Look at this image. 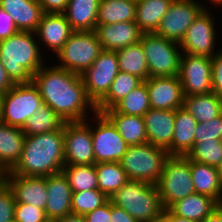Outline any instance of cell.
<instances>
[{
  "mask_svg": "<svg viewBox=\"0 0 222 222\" xmlns=\"http://www.w3.org/2000/svg\"><path fill=\"white\" fill-rule=\"evenodd\" d=\"M47 64L32 77L43 103L65 122L85 121L94 115L96 105L87 96L81 75Z\"/></svg>",
  "mask_w": 222,
  "mask_h": 222,
  "instance_id": "6da1fadb",
  "label": "cell"
},
{
  "mask_svg": "<svg viewBox=\"0 0 222 222\" xmlns=\"http://www.w3.org/2000/svg\"><path fill=\"white\" fill-rule=\"evenodd\" d=\"M64 160V126L49 133L26 136L16 165L8 172L20 176L46 177L62 172Z\"/></svg>",
  "mask_w": 222,
  "mask_h": 222,
  "instance_id": "7a4b0ae2",
  "label": "cell"
},
{
  "mask_svg": "<svg viewBox=\"0 0 222 222\" xmlns=\"http://www.w3.org/2000/svg\"><path fill=\"white\" fill-rule=\"evenodd\" d=\"M45 58L34 32L19 31L0 41V61L13 84L31 83L33 75L49 60Z\"/></svg>",
  "mask_w": 222,
  "mask_h": 222,
  "instance_id": "3957f363",
  "label": "cell"
},
{
  "mask_svg": "<svg viewBox=\"0 0 222 222\" xmlns=\"http://www.w3.org/2000/svg\"><path fill=\"white\" fill-rule=\"evenodd\" d=\"M109 200L139 222H159L164 210L157 186L142 180L129 179Z\"/></svg>",
  "mask_w": 222,
  "mask_h": 222,
  "instance_id": "277c9868",
  "label": "cell"
},
{
  "mask_svg": "<svg viewBox=\"0 0 222 222\" xmlns=\"http://www.w3.org/2000/svg\"><path fill=\"white\" fill-rule=\"evenodd\" d=\"M169 156L166 149L147 142L129 146L119 163L128 179L156 185Z\"/></svg>",
  "mask_w": 222,
  "mask_h": 222,
  "instance_id": "5b68a950",
  "label": "cell"
},
{
  "mask_svg": "<svg viewBox=\"0 0 222 222\" xmlns=\"http://www.w3.org/2000/svg\"><path fill=\"white\" fill-rule=\"evenodd\" d=\"M102 51L95 31H73L64 46L54 56L58 61L54 65L82 75Z\"/></svg>",
  "mask_w": 222,
  "mask_h": 222,
  "instance_id": "8992f818",
  "label": "cell"
},
{
  "mask_svg": "<svg viewBox=\"0 0 222 222\" xmlns=\"http://www.w3.org/2000/svg\"><path fill=\"white\" fill-rule=\"evenodd\" d=\"M164 209L195 192L190 160L186 156H169L156 184Z\"/></svg>",
  "mask_w": 222,
  "mask_h": 222,
  "instance_id": "52a82bcc",
  "label": "cell"
},
{
  "mask_svg": "<svg viewBox=\"0 0 222 222\" xmlns=\"http://www.w3.org/2000/svg\"><path fill=\"white\" fill-rule=\"evenodd\" d=\"M140 43L147 59L149 77L177 76L182 54L179 43L155 33H143Z\"/></svg>",
  "mask_w": 222,
  "mask_h": 222,
  "instance_id": "ba28073f",
  "label": "cell"
},
{
  "mask_svg": "<svg viewBox=\"0 0 222 222\" xmlns=\"http://www.w3.org/2000/svg\"><path fill=\"white\" fill-rule=\"evenodd\" d=\"M42 104V97L33 82L14 84L2 95L1 122L22 129Z\"/></svg>",
  "mask_w": 222,
  "mask_h": 222,
  "instance_id": "9c48e42d",
  "label": "cell"
},
{
  "mask_svg": "<svg viewBox=\"0 0 222 222\" xmlns=\"http://www.w3.org/2000/svg\"><path fill=\"white\" fill-rule=\"evenodd\" d=\"M90 119L95 164L101 162H119L126 153L129 145L103 113L96 112ZM92 123L95 125L93 126Z\"/></svg>",
  "mask_w": 222,
  "mask_h": 222,
  "instance_id": "30bf717a",
  "label": "cell"
},
{
  "mask_svg": "<svg viewBox=\"0 0 222 222\" xmlns=\"http://www.w3.org/2000/svg\"><path fill=\"white\" fill-rule=\"evenodd\" d=\"M200 0H173L155 34L180 44L198 15L208 9Z\"/></svg>",
  "mask_w": 222,
  "mask_h": 222,
  "instance_id": "8fae6325",
  "label": "cell"
},
{
  "mask_svg": "<svg viewBox=\"0 0 222 222\" xmlns=\"http://www.w3.org/2000/svg\"><path fill=\"white\" fill-rule=\"evenodd\" d=\"M210 12V9H204L187 29L184 38L179 44L182 53L212 58L219 52L216 49L218 46H215L218 45L216 28L218 29L219 27L215 26V16Z\"/></svg>",
  "mask_w": 222,
  "mask_h": 222,
  "instance_id": "7c38bea8",
  "label": "cell"
},
{
  "mask_svg": "<svg viewBox=\"0 0 222 222\" xmlns=\"http://www.w3.org/2000/svg\"><path fill=\"white\" fill-rule=\"evenodd\" d=\"M118 72L116 51L103 50L81 75L87 96L95 105L107 94Z\"/></svg>",
  "mask_w": 222,
  "mask_h": 222,
  "instance_id": "4fadbf2b",
  "label": "cell"
},
{
  "mask_svg": "<svg viewBox=\"0 0 222 222\" xmlns=\"http://www.w3.org/2000/svg\"><path fill=\"white\" fill-rule=\"evenodd\" d=\"M178 77L184 96L213 92L212 58L182 53Z\"/></svg>",
  "mask_w": 222,
  "mask_h": 222,
  "instance_id": "5bb4252c",
  "label": "cell"
},
{
  "mask_svg": "<svg viewBox=\"0 0 222 222\" xmlns=\"http://www.w3.org/2000/svg\"><path fill=\"white\" fill-rule=\"evenodd\" d=\"M64 160L65 165L95 164L90 117L64 123Z\"/></svg>",
  "mask_w": 222,
  "mask_h": 222,
  "instance_id": "9a60e30c",
  "label": "cell"
},
{
  "mask_svg": "<svg viewBox=\"0 0 222 222\" xmlns=\"http://www.w3.org/2000/svg\"><path fill=\"white\" fill-rule=\"evenodd\" d=\"M151 109L176 110L183 107L184 93L177 76L149 77L146 80Z\"/></svg>",
  "mask_w": 222,
  "mask_h": 222,
  "instance_id": "2e32d148",
  "label": "cell"
},
{
  "mask_svg": "<svg viewBox=\"0 0 222 222\" xmlns=\"http://www.w3.org/2000/svg\"><path fill=\"white\" fill-rule=\"evenodd\" d=\"M72 32L70 23L62 13H44L35 33L43 54L48 49L54 56L64 46Z\"/></svg>",
  "mask_w": 222,
  "mask_h": 222,
  "instance_id": "e0dca14e",
  "label": "cell"
},
{
  "mask_svg": "<svg viewBox=\"0 0 222 222\" xmlns=\"http://www.w3.org/2000/svg\"><path fill=\"white\" fill-rule=\"evenodd\" d=\"M3 180L12 189L16 203H26L45 210L47 202L46 177L20 176L3 173Z\"/></svg>",
  "mask_w": 222,
  "mask_h": 222,
  "instance_id": "ac0fdd59",
  "label": "cell"
},
{
  "mask_svg": "<svg viewBox=\"0 0 222 222\" xmlns=\"http://www.w3.org/2000/svg\"><path fill=\"white\" fill-rule=\"evenodd\" d=\"M103 50L117 51L140 42L143 32L135 21L97 24L95 29Z\"/></svg>",
  "mask_w": 222,
  "mask_h": 222,
  "instance_id": "d6986e66",
  "label": "cell"
},
{
  "mask_svg": "<svg viewBox=\"0 0 222 222\" xmlns=\"http://www.w3.org/2000/svg\"><path fill=\"white\" fill-rule=\"evenodd\" d=\"M176 110L149 109L143 116L148 143L164 148L171 156Z\"/></svg>",
  "mask_w": 222,
  "mask_h": 222,
  "instance_id": "ffe728a7",
  "label": "cell"
},
{
  "mask_svg": "<svg viewBox=\"0 0 222 222\" xmlns=\"http://www.w3.org/2000/svg\"><path fill=\"white\" fill-rule=\"evenodd\" d=\"M47 202L45 215L49 219H58L72 213V189L63 172L46 176Z\"/></svg>",
  "mask_w": 222,
  "mask_h": 222,
  "instance_id": "44dd1931",
  "label": "cell"
},
{
  "mask_svg": "<svg viewBox=\"0 0 222 222\" xmlns=\"http://www.w3.org/2000/svg\"><path fill=\"white\" fill-rule=\"evenodd\" d=\"M0 7L9 13L19 31L36 32L44 14L39 0H0Z\"/></svg>",
  "mask_w": 222,
  "mask_h": 222,
  "instance_id": "7402d4cb",
  "label": "cell"
},
{
  "mask_svg": "<svg viewBox=\"0 0 222 222\" xmlns=\"http://www.w3.org/2000/svg\"><path fill=\"white\" fill-rule=\"evenodd\" d=\"M26 135L21 128L0 122V172L10 171L23 151Z\"/></svg>",
  "mask_w": 222,
  "mask_h": 222,
  "instance_id": "603a6c76",
  "label": "cell"
},
{
  "mask_svg": "<svg viewBox=\"0 0 222 222\" xmlns=\"http://www.w3.org/2000/svg\"><path fill=\"white\" fill-rule=\"evenodd\" d=\"M100 0H69L62 13L73 31H95Z\"/></svg>",
  "mask_w": 222,
  "mask_h": 222,
  "instance_id": "cb8c5ba5",
  "label": "cell"
},
{
  "mask_svg": "<svg viewBox=\"0 0 222 222\" xmlns=\"http://www.w3.org/2000/svg\"><path fill=\"white\" fill-rule=\"evenodd\" d=\"M198 122L183 107L176 109L171 156H186L194 145V133Z\"/></svg>",
  "mask_w": 222,
  "mask_h": 222,
  "instance_id": "d4e9b609",
  "label": "cell"
},
{
  "mask_svg": "<svg viewBox=\"0 0 222 222\" xmlns=\"http://www.w3.org/2000/svg\"><path fill=\"white\" fill-rule=\"evenodd\" d=\"M218 205L219 203L214 198L208 195L194 193L177 200L168 209L175 215L200 222Z\"/></svg>",
  "mask_w": 222,
  "mask_h": 222,
  "instance_id": "484cf974",
  "label": "cell"
},
{
  "mask_svg": "<svg viewBox=\"0 0 222 222\" xmlns=\"http://www.w3.org/2000/svg\"><path fill=\"white\" fill-rule=\"evenodd\" d=\"M103 114L113 123L129 146L148 142L143 116L126 115L118 112H103Z\"/></svg>",
  "mask_w": 222,
  "mask_h": 222,
  "instance_id": "4316f807",
  "label": "cell"
},
{
  "mask_svg": "<svg viewBox=\"0 0 222 222\" xmlns=\"http://www.w3.org/2000/svg\"><path fill=\"white\" fill-rule=\"evenodd\" d=\"M183 108L198 123L208 122L222 114V98L214 92L185 96Z\"/></svg>",
  "mask_w": 222,
  "mask_h": 222,
  "instance_id": "83f0119b",
  "label": "cell"
},
{
  "mask_svg": "<svg viewBox=\"0 0 222 222\" xmlns=\"http://www.w3.org/2000/svg\"><path fill=\"white\" fill-rule=\"evenodd\" d=\"M190 170L195 192L208 195L222 204V183L216 167L190 160Z\"/></svg>",
  "mask_w": 222,
  "mask_h": 222,
  "instance_id": "f1b7e54d",
  "label": "cell"
},
{
  "mask_svg": "<svg viewBox=\"0 0 222 222\" xmlns=\"http://www.w3.org/2000/svg\"><path fill=\"white\" fill-rule=\"evenodd\" d=\"M173 0L136 1L135 23L143 33H155Z\"/></svg>",
  "mask_w": 222,
  "mask_h": 222,
  "instance_id": "f546056e",
  "label": "cell"
},
{
  "mask_svg": "<svg viewBox=\"0 0 222 222\" xmlns=\"http://www.w3.org/2000/svg\"><path fill=\"white\" fill-rule=\"evenodd\" d=\"M136 1L100 0L97 24L135 21Z\"/></svg>",
  "mask_w": 222,
  "mask_h": 222,
  "instance_id": "4dcf8cb0",
  "label": "cell"
},
{
  "mask_svg": "<svg viewBox=\"0 0 222 222\" xmlns=\"http://www.w3.org/2000/svg\"><path fill=\"white\" fill-rule=\"evenodd\" d=\"M142 82L143 81L137 76L119 71L107 94L96 104V111L98 113H103L111 109Z\"/></svg>",
  "mask_w": 222,
  "mask_h": 222,
  "instance_id": "1f68e13d",
  "label": "cell"
},
{
  "mask_svg": "<svg viewBox=\"0 0 222 222\" xmlns=\"http://www.w3.org/2000/svg\"><path fill=\"white\" fill-rule=\"evenodd\" d=\"M119 71L139 77L142 81L149 78L147 59L141 43L117 50Z\"/></svg>",
  "mask_w": 222,
  "mask_h": 222,
  "instance_id": "d6a6232c",
  "label": "cell"
},
{
  "mask_svg": "<svg viewBox=\"0 0 222 222\" xmlns=\"http://www.w3.org/2000/svg\"><path fill=\"white\" fill-rule=\"evenodd\" d=\"M64 123L54 110L43 103L33 116L27 119L22 131L26 136L49 133L61 129Z\"/></svg>",
  "mask_w": 222,
  "mask_h": 222,
  "instance_id": "836d02e7",
  "label": "cell"
},
{
  "mask_svg": "<svg viewBox=\"0 0 222 222\" xmlns=\"http://www.w3.org/2000/svg\"><path fill=\"white\" fill-rule=\"evenodd\" d=\"M98 189L108 198L117 192L129 179L119 162H101L95 164Z\"/></svg>",
  "mask_w": 222,
  "mask_h": 222,
  "instance_id": "e575fe53",
  "label": "cell"
},
{
  "mask_svg": "<svg viewBox=\"0 0 222 222\" xmlns=\"http://www.w3.org/2000/svg\"><path fill=\"white\" fill-rule=\"evenodd\" d=\"M150 108L149 92L146 81H143L111 109L104 112H118L126 115L144 116Z\"/></svg>",
  "mask_w": 222,
  "mask_h": 222,
  "instance_id": "d590c367",
  "label": "cell"
},
{
  "mask_svg": "<svg viewBox=\"0 0 222 222\" xmlns=\"http://www.w3.org/2000/svg\"><path fill=\"white\" fill-rule=\"evenodd\" d=\"M62 172L66 176L72 192L98 189L95 164L92 165H65Z\"/></svg>",
  "mask_w": 222,
  "mask_h": 222,
  "instance_id": "8d00e7d4",
  "label": "cell"
},
{
  "mask_svg": "<svg viewBox=\"0 0 222 222\" xmlns=\"http://www.w3.org/2000/svg\"><path fill=\"white\" fill-rule=\"evenodd\" d=\"M186 157L194 162L217 167L222 162V144L220 140L194 143Z\"/></svg>",
  "mask_w": 222,
  "mask_h": 222,
  "instance_id": "74e56055",
  "label": "cell"
},
{
  "mask_svg": "<svg viewBox=\"0 0 222 222\" xmlns=\"http://www.w3.org/2000/svg\"><path fill=\"white\" fill-rule=\"evenodd\" d=\"M109 198L99 189L72 192V213L86 215L105 204Z\"/></svg>",
  "mask_w": 222,
  "mask_h": 222,
  "instance_id": "f35d334b",
  "label": "cell"
},
{
  "mask_svg": "<svg viewBox=\"0 0 222 222\" xmlns=\"http://www.w3.org/2000/svg\"><path fill=\"white\" fill-rule=\"evenodd\" d=\"M222 135V114L216 118L198 123L194 133V143L208 140H220Z\"/></svg>",
  "mask_w": 222,
  "mask_h": 222,
  "instance_id": "ab89813d",
  "label": "cell"
},
{
  "mask_svg": "<svg viewBox=\"0 0 222 222\" xmlns=\"http://www.w3.org/2000/svg\"><path fill=\"white\" fill-rule=\"evenodd\" d=\"M15 197L12 189L2 179L0 181V222L14 221Z\"/></svg>",
  "mask_w": 222,
  "mask_h": 222,
  "instance_id": "60d3db41",
  "label": "cell"
},
{
  "mask_svg": "<svg viewBox=\"0 0 222 222\" xmlns=\"http://www.w3.org/2000/svg\"><path fill=\"white\" fill-rule=\"evenodd\" d=\"M46 219L43 209L26 203L15 204L14 221L16 222H43Z\"/></svg>",
  "mask_w": 222,
  "mask_h": 222,
  "instance_id": "b9f144b4",
  "label": "cell"
},
{
  "mask_svg": "<svg viewBox=\"0 0 222 222\" xmlns=\"http://www.w3.org/2000/svg\"><path fill=\"white\" fill-rule=\"evenodd\" d=\"M213 92L222 98V50L212 57Z\"/></svg>",
  "mask_w": 222,
  "mask_h": 222,
  "instance_id": "7bdbcfd3",
  "label": "cell"
},
{
  "mask_svg": "<svg viewBox=\"0 0 222 222\" xmlns=\"http://www.w3.org/2000/svg\"><path fill=\"white\" fill-rule=\"evenodd\" d=\"M12 16L0 7V41L18 33Z\"/></svg>",
  "mask_w": 222,
  "mask_h": 222,
  "instance_id": "ee69618b",
  "label": "cell"
},
{
  "mask_svg": "<svg viewBox=\"0 0 222 222\" xmlns=\"http://www.w3.org/2000/svg\"><path fill=\"white\" fill-rule=\"evenodd\" d=\"M86 222H110L111 221V201L108 200L102 206L92 210L85 215Z\"/></svg>",
  "mask_w": 222,
  "mask_h": 222,
  "instance_id": "f6af8a7d",
  "label": "cell"
},
{
  "mask_svg": "<svg viewBox=\"0 0 222 222\" xmlns=\"http://www.w3.org/2000/svg\"><path fill=\"white\" fill-rule=\"evenodd\" d=\"M69 0H39L44 13H63Z\"/></svg>",
  "mask_w": 222,
  "mask_h": 222,
  "instance_id": "bcb514c9",
  "label": "cell"
},
{
  "mask_svg": "<svg viewBox=\"0 0 222 222\" xmlns=\"http://www.w3.org/2000/svg\"><path fill=\"white\" fill-rule=\"evenodd\" d=\"M110 222H139L130 216L124 209L114 206L111 203V221Z\"/></svg>",
  "mask_w": 222,
  "mask_h": 222,
  "instance_id": "7dc6e473",
  "label": "cell"
},
{
  "mask_svg": "<svg viewBox=\"0 0 222 222\" xmlns=\"http://www.w3.org/2000/svg\"><path fill=\"white\" fill-rule=\"evenodd\" d=\"M13 86L14 84L9 79L5 68L2 66V62L0 61V95L6 93Z\"/></svg>",
  "mask_w": 222,
  "mask_h": 222,
  "instance_id": "c3c4849f",
  "label": "cell"
},
{
  "mask_svg": "<svg viewBox=\"0 0 222 222\" xmlns=\"http://www.w3.org/2000/svg\"><path fill=\"white\" fill-rule=\"evenodd\" d=\"M159 222H196L173 214L169 209H164Z\"/></svg>",
  "mask_w": 222,
  "mask_h": 222,
  "instance_id": "681fc988",
  "label": "cell"
},
{
  "mask_svg": "<svg viewBox=\"0 0 222 222\" xmlns=\"http://www.w3.org/2000/svg\"><path fill=\"white\" fill-rule=\"evenodd\" d=\"M200 222H222V204H219L208 216Z\"/></svg>",
  "mask_w": 222,
  "mask_h": 222,
  "instance_id": "f907efd6",
  "label": "cell"
},
{
  "mask_svg": "<svg viewBox=\"0 0 222 222\" xmlns=\"http://www.w3.org/2000/svg\"><path fill=\"white\" fill-rule=\"evenodd\" d=\"M55 222H86V219L84 215L69 213L64 217L56 219Z\"/></svg>",
  "mask_w": 222,
  "mask_h": 222,
  "instance_id": "816d5d0a",
  "label": "cell"
},
{
  "mask_svg": "<svg viewBox=\"0 0 222 222\" xmlns=\"http://www.w3.org/2000/svg\"><path fill=\"white\" fill-rule=\"evenodd\" d=\"M207 1H209L208 3L210 4V5H208V6H210V7H208V9H210L211 7H214V8L217 7V9H218V7H220V6H221L220 8H222V0H206V2Z\"/></svg>",
  "mask_w": 222,
  "mask_h": 222,
  "instance_id": "f5cc1de1",
  "label": "cell"
},
{
  "mask_svg": "<svg viewBox=\"0 0 222 222\" xmlns=\"http://www.w3.org/2000/svg\"><path fill=\"white\" fill-rule=\"evenodd\" d=\"M216 169L220 182L222 183V162L216 167Z\"/></svg>",
  "mask_w": 222,
  "mask_h": 222,
  "instance_id": "db71d44e",
  "label": "cell"
},
{
  "mask_svg": "<svg viewBox=\"0 0 222 222\" xmlns=\"http://www.w3.org/2000/svg\"><path fill=\"white\" fill-rule=\"evenodd\" d=\"M2 119V95H0V122Z\"/></svg>",
  "mask_w": 222,
  "mask_h": 222,
  "instance_id": "11a10c76",
  "label": "cell"
},
{
  "mask_svg": "<svg viewBox=\"0 0 222 222\" xmlns=\"http://www.w3.org/2000/svg\"><path fill=\"white\" fill-rule=\"evenodd\" d=\"M43 222H55V220H54V219H49V218H47V219L44 220Z\"/></svg>",
  "mask_w": 222,
  "mask_h": 222,
  "instance_id": "9f6ffc18",
  "label": "cell"
},
{
  "mask_svg": "<svg viewBox=\"0 0 222 222\" xmlns=\"http://www.w3.org/2000/svg\"><path fill=\"white\" fill-rule=\"evenodd\" d=\"M3 179V174L0 172V181Z\"/></svg>",
  "mask_w": 222,
  "mask_h": 222,
  "instance_id": "6f0895ef",
  "label": "cell"
}]
</instances>
